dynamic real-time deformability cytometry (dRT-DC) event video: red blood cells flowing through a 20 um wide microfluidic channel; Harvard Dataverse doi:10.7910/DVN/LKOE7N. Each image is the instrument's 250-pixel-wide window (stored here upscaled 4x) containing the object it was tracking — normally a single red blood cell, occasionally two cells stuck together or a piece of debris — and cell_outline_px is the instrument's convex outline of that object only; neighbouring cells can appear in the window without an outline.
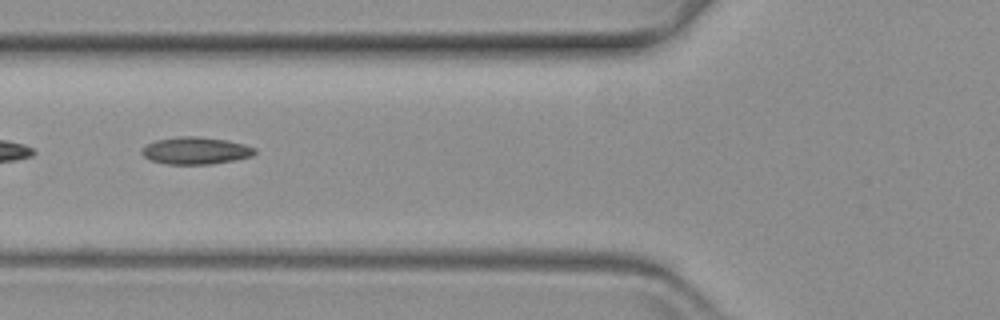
{"species": "common noctule bat (a hibernating species)", "species_latin": "Nyctalus noctula", "temperature_condition": "warm", "stored_images_in_passage": 40, "camera_frame_rate_fps": 3000, "um_per_image_px": 0.085, "animal": {"sex": "female", "body_mass_g": 19.3, "forearm_length_mm": 54.1}, "frame": {"image": 1, "passage_image": 6, "time_ms": 1.667, "image_size_px": [1000, 320], "cell_outline_px": [[256, 152], [252, 156], [236, 160], [212, 164], [168, 164], [152, 160], [144, 156], [140, 152], [140, 148], [156, 140], [176, 136], [196, 136], [228, 140], [244, 144], [256, 148]], "centroid_in_image_um": [16.64, 12.8], "position_along_channel_um": 109.2, "area_um2": 18.03}}
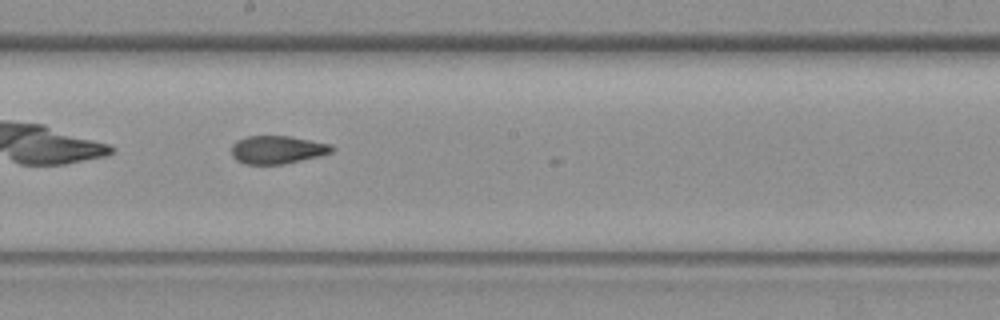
{"frame": {"image": 2, "passage_image": 16, "time_ms": 5.0, "image_size_px": [1000, 320], "cell_outline_px": [[336, 148], [332, 152], [320, 156], [284, 164], [244, 164], [236, 160], [232, 156], [232, 144], [236, 140], [248, 136], [288, 136], [332, 144]], "centroid_in_image_um": [23.58, 12.73], "position_along_channel_um": 224.6, "area_um2": 16.53}}
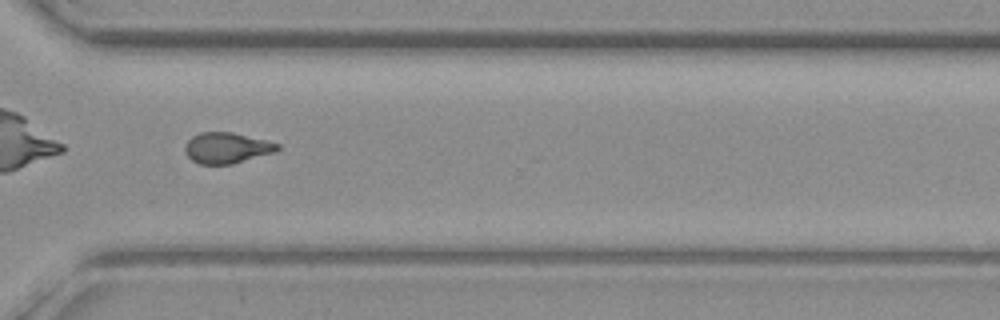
{"frame": {"image": 3, "passage_image": 27, "time_ms": 8.667, "image_size_px": [1000, 320], "cell_outline_px": [[280, 148], [276, 152], [232, 164], [200, 164], [192, 160], [184, 152], [184, 148], [188, 140], [192, 136], [200, 132], [232, 132], [280, 144]], "centroid_in_image_um": [19.27, 12.57], "position_along_channel_um": 351.3, "area_um2": 16.59}}